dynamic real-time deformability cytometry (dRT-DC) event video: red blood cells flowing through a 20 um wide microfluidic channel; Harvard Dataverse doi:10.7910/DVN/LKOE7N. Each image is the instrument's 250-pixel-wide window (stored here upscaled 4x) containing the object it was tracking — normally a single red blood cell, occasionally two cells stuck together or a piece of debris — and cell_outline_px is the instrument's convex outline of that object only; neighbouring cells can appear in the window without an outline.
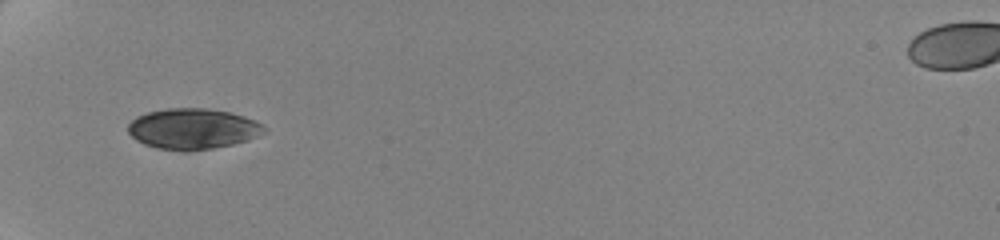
{"species": "human", "species_latin": "Homo sapiens", "temperature_condition": "cold", "stored_images_in_passage": 37, "camera_frame_rate_fps": 3000, "um_per_image_px": 0.085, "donor": {"sex": "female"}, "frame": {"image": 1, "passage_image": 1, "time_ms": 0.0, "image_size_px": [1000, 240], "cell_outline_px": [[268, 132], [248, 140], [232, 144], [212, 148], [188, 152], [184, 152], [156, 148], [144, 144], [136, 140], [128, 132], [128, 124], [136, 116], [148, 112], [168, 108], [204, 108], [228, 112], [264, 124], [268, 128]], "centroid_in_image_um": [16.39, 10.96], "position_along_channel_um": 68.6, "area_um2": 32.43}}
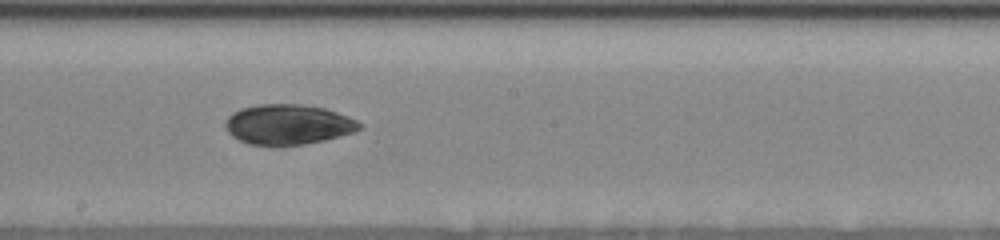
{"frame": {"image": 2, "passage_image": 15, "time_ms": 4.667, "image_size_px": [1000, 240], "cell_outline_px": [[364, 124], [360, 128], [352, 132], [324, 140], [304, 144], [248, 144], [232, 136], [228, 132], [224, 124], [228, 116], [232, 112], [240, 108], [260, 104], [304, 104], [324, 108], [348, 116]], "centroid_in_image_um": [24.47, 10.55], "position_along_channel_um": 223.7, "area_um2": 31.1}}
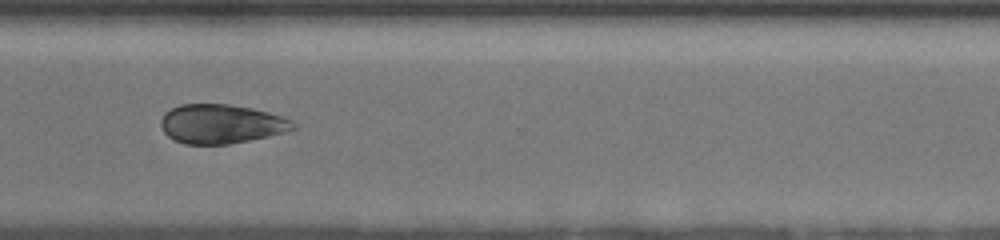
{"frame": {"image": 3, "passage_image": 26, "time_ms": 8.333, "image_size_px": [1000, 240], "cell_outline_px": [[296, 128], [284, 132], [268, 136], [228, 144], [184, 144], [168, 136], [164, 132], [160, 124], [160, 120], [164, 112], [180, 104], [228, 104], [252, 108], [284, 116], [292, 120], [296, 124]], "centroid_in_image_um": [18.8, 10.52], "position_along_channel_um": 351.8, "area_um2": 30.23}, "authors_computed_cell_mechanics": {"area_um2": 31.7322, "velocity_mm_per_s": 3.505, "shape_relaxation_time_tau1_ms": 1.9818, "shape_relaxation_time_tau2_ms": null, "deformation_change_tau1": 0.0484, "deformation_change_tau2": null}}